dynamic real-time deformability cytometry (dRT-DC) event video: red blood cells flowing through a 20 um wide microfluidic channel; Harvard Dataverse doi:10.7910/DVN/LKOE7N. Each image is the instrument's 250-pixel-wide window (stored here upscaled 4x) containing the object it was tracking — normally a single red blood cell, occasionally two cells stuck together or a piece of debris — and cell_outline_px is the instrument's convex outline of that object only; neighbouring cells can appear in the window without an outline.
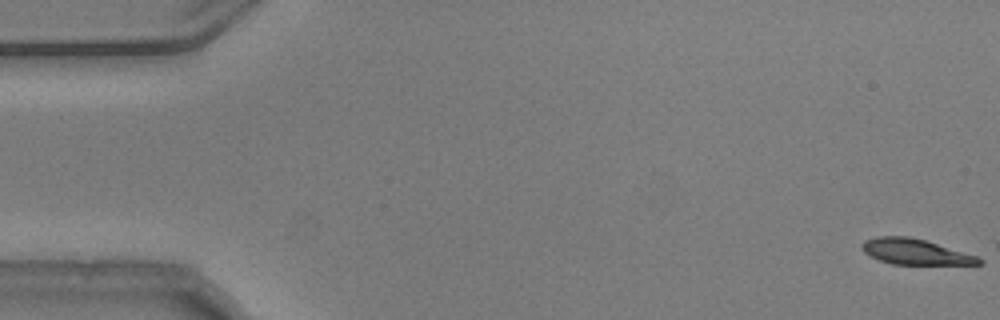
{"species": "common noctule bat (a hibernating species)", "species_latin": "Nyctalus noctula", "temperature_condition": "warm", "stored_images_in_passage": 10, "camera_frame_rate_fps": 3000, "um_per_image_px": 0.085, "animal": {"sex": "male", "body_mass_g": 20.5, "forearm_length_mm": 52.5}, "frame": {"image": 1, "passage_image": 1, "time_ms": 0.0, "image_size_px": [1000, 320], "cell_outline_px": [[984, 264], [892, 264], [880, 260], [864, 252], [860, 248], [860, 244], [864, 240], [876, 236], [908, 236], [924, 240], [976, 256], [984, 260]], "centroid_in_image_um": [77.74, 21.39], "position_along_channel_um": 7.3, "area_um2": 17.22}}